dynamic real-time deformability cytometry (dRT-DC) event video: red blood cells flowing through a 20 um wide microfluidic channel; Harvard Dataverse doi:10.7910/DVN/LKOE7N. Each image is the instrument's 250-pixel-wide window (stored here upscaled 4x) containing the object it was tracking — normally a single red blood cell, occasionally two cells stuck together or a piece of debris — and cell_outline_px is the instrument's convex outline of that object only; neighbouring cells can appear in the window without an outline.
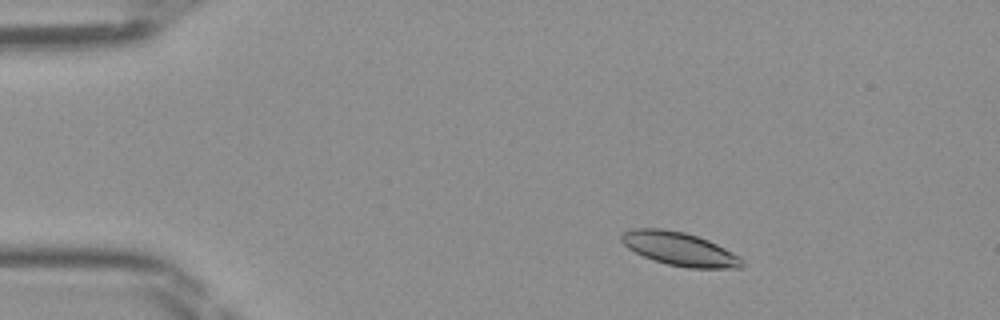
{"species": "Egyptian fruit bat (a non-hibernating species)", "species_latin": "Rousettus aegyptiacus", "temperature_condition": "room temperature", "stored_images_in_passage": 46, "camera_frame_rate_fps": 3000, "um_per_image_px": 0.085, "frame": {"image": 1, "passage_image": 6, "time_ms": 1.667, "image_size_px": [1000, 320], "cell_outline_px": [[744, 264], [740, 268], [688, 268], [668, 264], [652, 260], [628, 248], [620, 240], [620, 236], [624, 232], [632, 228], [660, 228], [684, 232], [708, 240], [740, 256]], "centroid_in_image_um": [57.75, 21.16], "position_along_channel_um": 27.3, "area_um2": 23.41}}
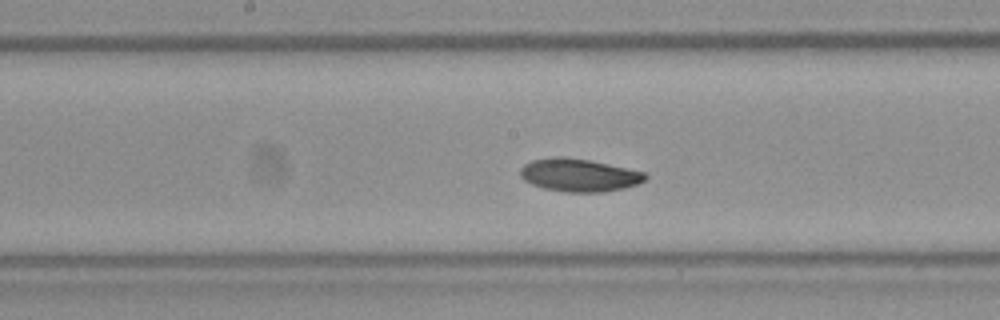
{"frame": {"image": 2, "passage_image": 23, "time_ms": 7.333, "image_size_px": [1000, 320], "cell_outline_px": [[648, 176], [644, 180], [636, 184], [624, 188], [604, 192], [564, 192], [544, 188], [532, 184], [524, 180], [520, 176], [520, 168], [524, 164], [532, 160], [552, 156], [564, 156], [588, 160], [608, 164], [644, 172]], "centroid_in_image_um": [49.18, 14.88], "position_along_channel_um": 199.0, "area_um2": 23.93}}
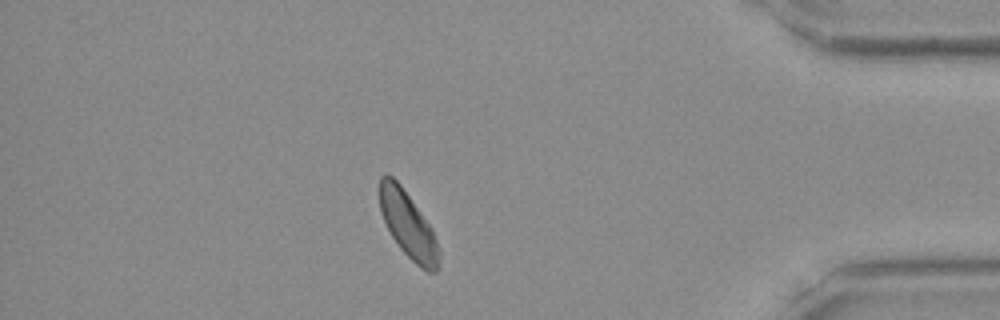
{"frame": {"image": 3, "passage_image": 40, "time_ms": 13.0, "image_size_px": [1000, 320], "cell_outline_px": [[440, 252], [436, 272], [428, 272], [420, 268], [400, 248], [392, 236], [380, 212], [380, 176], [392, 176], [400, 184], [432, 228], [440, 248]], "centroid_in_image_um": [34.71, 19.15], "position_along_channel_um": 400.5, "area_um2": 22.54}}